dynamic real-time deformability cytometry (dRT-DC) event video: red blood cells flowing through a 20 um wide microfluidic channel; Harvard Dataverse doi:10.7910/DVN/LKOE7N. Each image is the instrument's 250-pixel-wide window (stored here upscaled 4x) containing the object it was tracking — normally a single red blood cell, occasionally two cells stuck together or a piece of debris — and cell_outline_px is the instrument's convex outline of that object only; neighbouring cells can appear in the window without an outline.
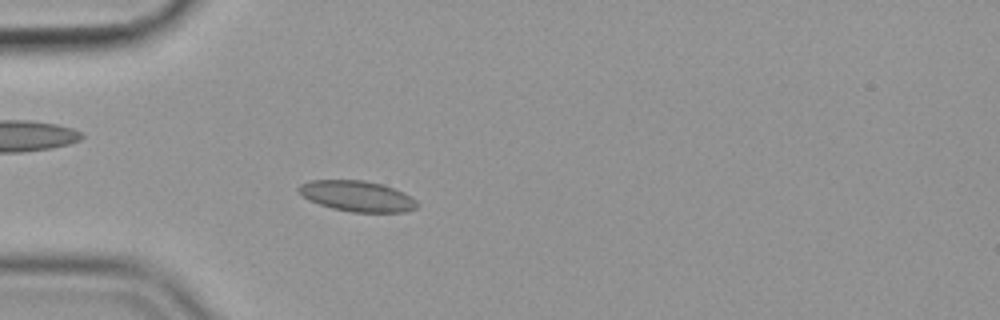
{"species": "common noctule bat (a hibernating species)", "species_latin": "Nyctalus noctula", "temperature_condition": "cold", "stored_images_in_passage": 48, "camera_frame_rate_fps": 3000, "um_per_image_px": 0.085, "animal": {"sex": "female", "body_mass_g": 19.9}, "frame": {"image": 1, "passage_image": 14, "time_ms": 4.333, "image_size_px": [1000, 320], "cell_outline_px": [[420, 204], [416, 208], [404, 212], [352, 212], [332, 208], [308, 200], [296, 188], [300, 184], [312, 180], [364, 180], [380, 184], [404, 192], [416, 200]], "centroid_in_image_um": [30.37, 16.67], "position_along_channel_um": 54.6, "area_um2": 21.1}}
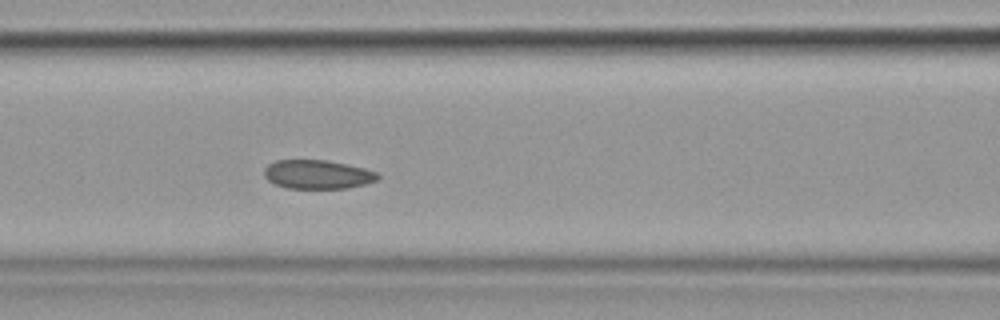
{"frame": {"image": 2, "passage_image": 22, "time_ms": 7.0, "image_size_px": [1000, 320], "cell_outline_px": [[380, 176], [376, 180], [364, 184], [348, 188], [284, 188], [268, 180], [264, 176], [264, 168], [268, 164], [276, 160], [328, 160], [348, 164], [364, 168], [376, 172]], "centroid_in_image_um": [26.97, 14.82], "position_along_channel_um": 139.6, "area_um2": 19.13}}
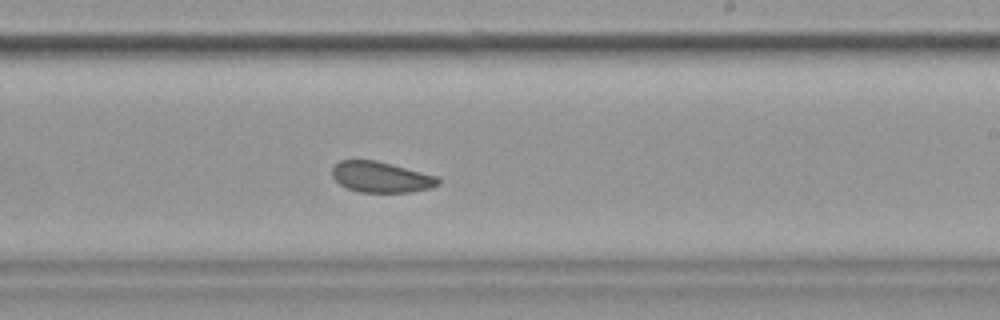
{"frame": {"image": 3, "passage_image": 32, "time_ms": 10.333, "image_size_px": [1000, 320], "cell_outline_px": [[440, 184], [432, 188], [408, 192], [360, 192], [348, 188], [340, 184], [332, 176], [332, 168], [340, 160], [376, 160], [440, 176]], "centroid_in_image_um": [32.44, 15.05], "position_along_channel_um": 256.6, "area_um2": 19.13}, "authors_computed_cell_mechanics": {"area_um2": 20.3167, "velocity_mm_per_s": 3.5312, "shape_relaxation_time_tau1_ms": null, "shape_relaxation_time_tau2_ms": 3.0517, "deformation_change_tau1": null, "deformation_change_tau2": 0.0582}}